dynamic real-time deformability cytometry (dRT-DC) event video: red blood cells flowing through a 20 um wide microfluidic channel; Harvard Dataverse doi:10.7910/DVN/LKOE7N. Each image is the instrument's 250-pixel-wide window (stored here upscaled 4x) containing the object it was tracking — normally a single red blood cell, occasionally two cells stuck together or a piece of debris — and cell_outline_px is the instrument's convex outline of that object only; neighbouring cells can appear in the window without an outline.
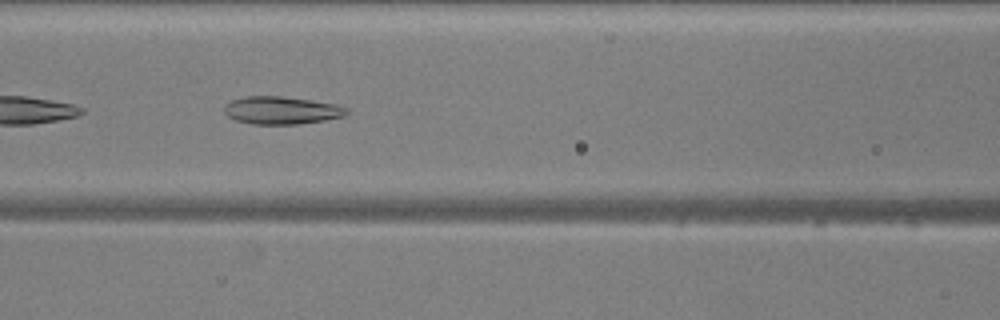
{"species": "common noctule bat (a hibernating species)", "species_latin": "Nyctalus noctula", "temperature_condition": "warm", "stored_images_in_passage": 36, "camera_frame_rate_fps": 3000, "um_per_image_px": 0.085, "animal": {"sex": "male", "body_mass_g": 20.5, "forearm_length_mm": 52.5}, "frame": {"image": 1, "passage_image": 11, "time_ms": 3.333, "image_size_px": [1000, 320], "cell_outline_px": [[348, 112], [344, 116], [324, 120], [296, 124], [252, 124], [236, 120], [228, 116], [224, 112], [224, 104], [232, 100], [244, 96], [280, 96], [336, 104], [348, 108]], "centroid_in_image_um": [23.9, 9.37], "position_along_channel_um": 142.7, "area_um2": 19.65}}
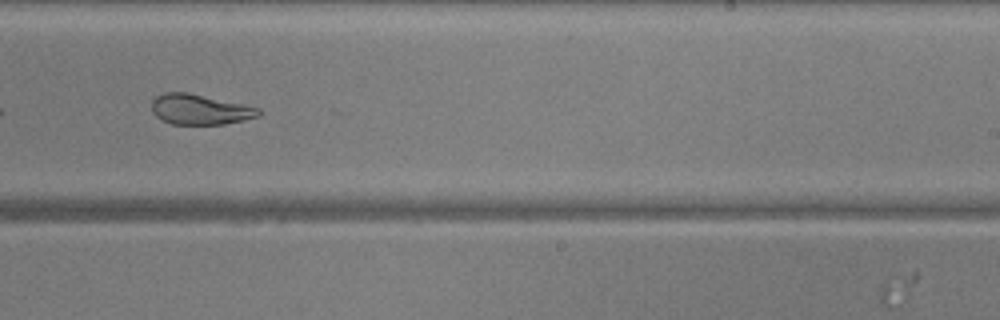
{"frame": {"image": 2, "passage_image": 21, "time_ms": 6.667, "image_size_px": [1000, 320], "cell_outline_px": [[260, 112], [256, 116], [244, 120], [224, 124], [172, 124], [160, 120], [152, 112], [152, 100], [156, 96], [164, 92], [188, 92], [260, 108]], "centroid_in_image_um": [16.94, 9.3], "position_along_channel_um": 272.1, "area_um2": 18.79}, "authors_computed_cell_mechanics": {"area_um2": 20.6924, "velocity_mm_per_s": 3.8862, "shape_relaxation_time_tau1_ms": null, "shape_relaxation_time_tau2_ms": 2.0328, "deformation_change_tau1": null, "deformation_change_tau2": 0.0766}}